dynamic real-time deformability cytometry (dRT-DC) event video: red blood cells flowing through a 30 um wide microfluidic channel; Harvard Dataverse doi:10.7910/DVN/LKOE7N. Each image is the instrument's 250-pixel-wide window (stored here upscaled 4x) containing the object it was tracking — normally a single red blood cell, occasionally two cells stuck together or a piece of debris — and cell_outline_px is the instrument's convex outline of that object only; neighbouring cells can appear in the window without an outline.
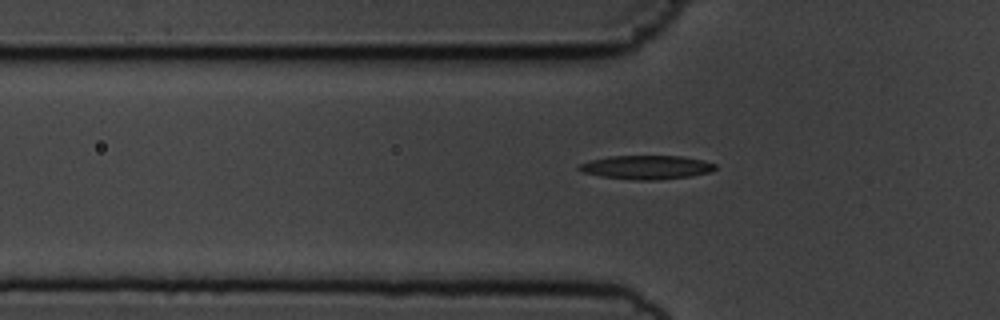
{"species": "common noctule bat (a hibernating species)", "species_latin": "Nyctalus noctula", "temperature_condition": "cold", "stored_images_in_passage": 41, "camera_frame_rate_fps": 3000, "um_per_image_px": 0.085, "animal": {"sex": "male", "body_mass_g": 19.5, "forearm_length_mm": 54.6}, "frame": {"image": 1, "passage_image": 4, "time_ms": 1.0, "image_size_px": [1000, 320], "cell_outline_px": [[716, 168], [712, 172], [688, 176], [656, 180], [636, 180], [600, 176], [584, 172], [576, 168], [580, 164], [592, 160], [608, 156], [680, 156], [704, 160], [716, 164]], "centroid_in_image_um": [54.97, 14.21], "position_along_channel_um": 70.8, "area_um2": 18.79}}
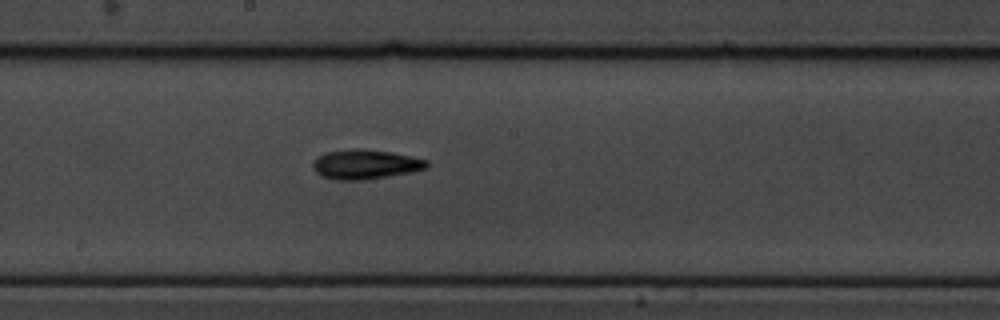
{"frame": {"image": 2, "passage_image": 16, "time_ms": 5.0, "image_size_px": [1000, 320], "cell_outline_px": [[428, 168], [412, 172], [364, 180], [336, 180], [324, 176], [316, 172], [312, 164], [316, 156], [324, 152], [352, 148], [364, 148], [392, 152], [428, 160]], "centroid_in_image_um": [31.05, 13.95], "position_along_channel_um": 217.1, "area_um2": 19.83}}
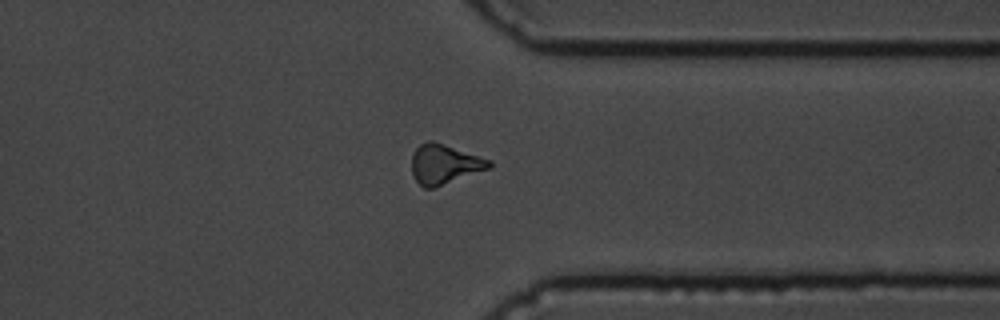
{"frame": {"image": 3, "passage_image": 29, "time_ms": 9.333, "image_size_px": [1000, 320], "cell_outline_px": [[492, 168], [432, 188], [424, 188], [412, 176], [412, 152], [420, 144], [428, 140], [432, 140], [492, 160]], "centroid_in_image_um": [37.78, 13.95], "position_along_channel_um": 373.6, "area_um2": 17.98}}